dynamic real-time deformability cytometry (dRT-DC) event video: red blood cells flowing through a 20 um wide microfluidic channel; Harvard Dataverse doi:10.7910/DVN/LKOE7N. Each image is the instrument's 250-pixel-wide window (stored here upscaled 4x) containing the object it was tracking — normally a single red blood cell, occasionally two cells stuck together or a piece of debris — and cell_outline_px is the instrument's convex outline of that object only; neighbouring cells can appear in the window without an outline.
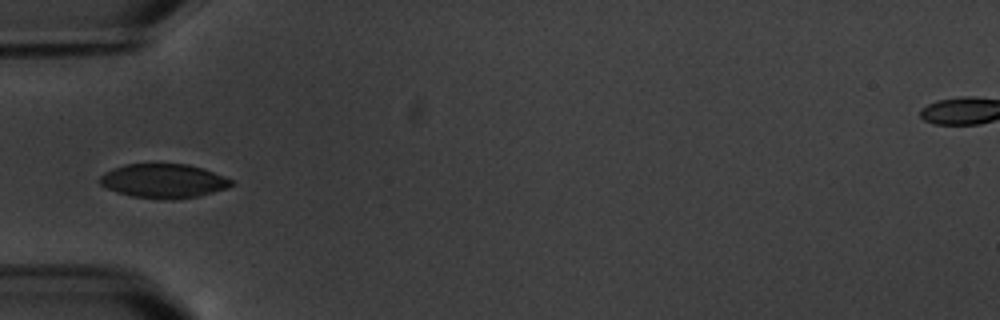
{"species": "common noctule bat (a hibernating species)", "species_latin": "Nyctalus noctula", "temperature_condition": "warm", "stored_images_in_passage": 6, "camera_frame_rate_fps": 3000, "um_per_image_px": 0.085, "animal": {"sex": "male", "body_mass_g": 20.1, "forearm_length_mm": 53.5}, "frame": {"image": 1, "passage_image": 5, "time_ms": 4.667, "image_size_px": [1000, 320], "cell_outline_px": [[236, 184], [228, 188], [200, 196], [172, 200], [164, 200], [132, 196], [116, 192], [100, 184], [100, 176], [104, 172], [124, 164], [188, 164], [204, 168], [224, 176], [232, 180]], "centroid_in_image_um": [13.94, 15.39], "position_along_channel_um": 71.1, "area_um2": 26.41}}